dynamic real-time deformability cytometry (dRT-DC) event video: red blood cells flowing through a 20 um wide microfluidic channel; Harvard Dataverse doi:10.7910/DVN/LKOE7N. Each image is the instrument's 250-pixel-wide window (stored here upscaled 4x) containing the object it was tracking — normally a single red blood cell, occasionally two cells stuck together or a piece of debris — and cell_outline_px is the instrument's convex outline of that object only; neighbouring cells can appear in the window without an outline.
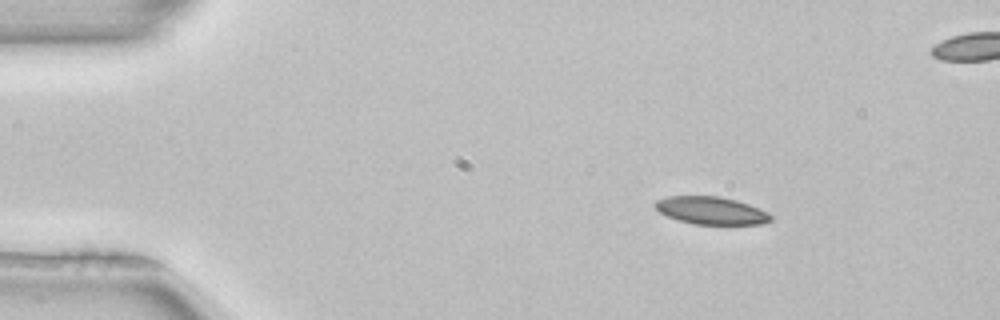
{"species": "common noctule bat (a hibernating species)", "species_latin": "Nyctalus noctula", "temperature_condition": "room temperature", "stored_images_in_passage": 46, "camera_frame_rate_fps": 3000, "um_per_image_px": 0.085, "animal": {"sex": "female", "body_mass_g": 22.7, "forearm_length_mm": 54.2}, "frame": {"image": 1, "passage_image": 1, "time_ms": 0.0, "image_size_px": [1000, 320], "cell_outline_px": [[772, 220], [764, 224], [692, 224], [668, 216], [660, 212], [656, 208], [656, 200], [668, 196], [720, 196], [736, 200], [748, 204], [768, 212], [772, 216]], "centroid_in_image_um": [60.48, 17.89], "position_along_channel_um": 24.5, "area_um2": 18.5}}